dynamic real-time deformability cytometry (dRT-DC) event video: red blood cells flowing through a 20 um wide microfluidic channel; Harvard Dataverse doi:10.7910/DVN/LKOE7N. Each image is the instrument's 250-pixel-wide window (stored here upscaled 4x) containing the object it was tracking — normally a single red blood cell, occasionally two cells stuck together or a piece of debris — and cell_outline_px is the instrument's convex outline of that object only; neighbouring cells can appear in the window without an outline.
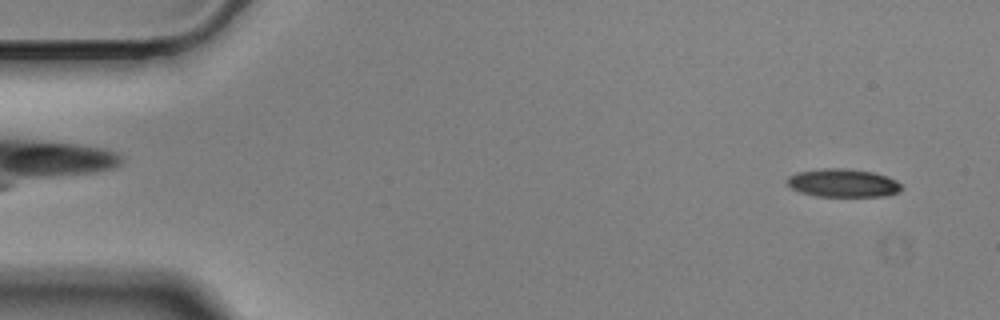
{"species": "Egyptian fruit bat (a non-hibernating species)", "species_latin": "Rousettus aegyptiacus", "temperature_condition": "cold", "stored_images_in_passage": 56, "camera_frame_rate_fps": 3000, "um_per_image_px": 0.085, "animal": {"sex": "male"}, "frame": {"image": 1, "passage_image": 3, "time_ms": 0.667, "image_size_px": [1000, 320], "cell_outline_px": [[904, 188], [900, 192], [884, 196], [816, 196], [800, 192], [784, 184], [784, 180], [788, 176], [796, 172], [824, 168], [848, 168], [872, 172], [888, 176], [896, 180]], "centroid_in_image_um": [71.63, 15.55], "position_along_channel_um": 13.4, "area_um2": 19.13}}
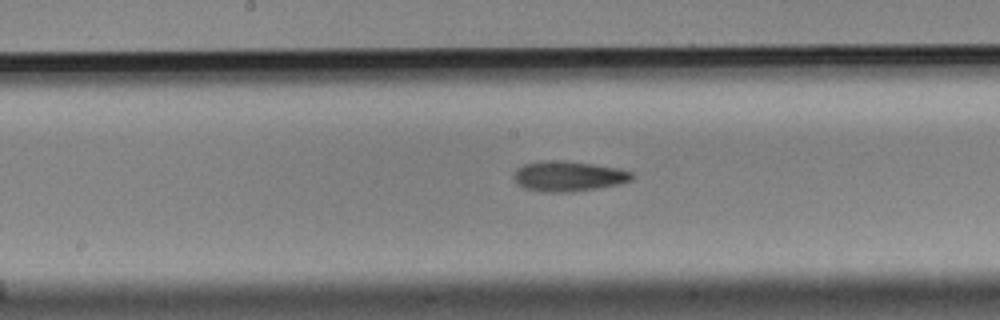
{"frame": {"image": 2, "passage_image": 28, "time_ms": 9.0, "image_size_px": [1000, 320], "cell_outline_px": [[632, 180], [616, 184], [568, 192], [544, 192], [524, 188], [512, 176], [516, 168], [524, 164], [548, 160], [564, 160], [620, 168], [632, 172]], "centroid_in_image_um": [48.28, 14.96], "position_along_channel_um": 199.9, "area_um2": 20.52}}
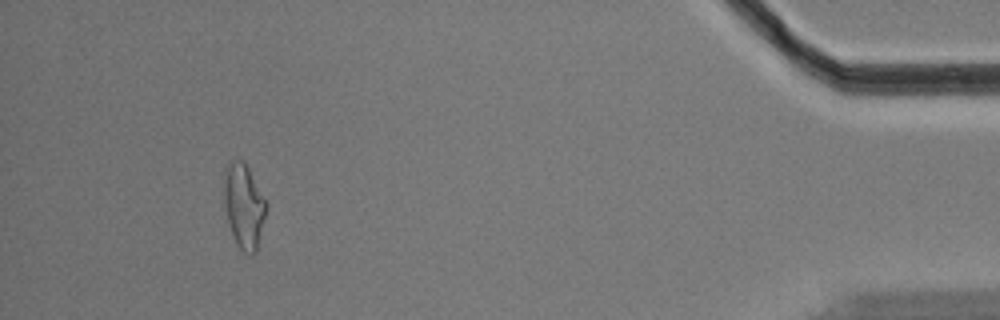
{"frame": {"image": 3, "passage_image": 52, "time_ms": 17.0, "image_size_px": [1000, 320], "cell_outline_px": [[268, 204], [256, 252], [252, 256], [244, 252], [236, 244], [228, 224], [224, 204], [224, 180], [228, 168], [232, 160], [244, 160], [268, 200]], "centroid_in_image_um": [20.76, 17.52], "position_along_channel_um": 414.4, "area_um2": 20.98}, "authors_computed_cell_mechanics": {"area_um2": 19.7965, "velocity_mm_per_s": 3.5177, "shape_relaxation_time_tau1_ms": null, "shape_relaxation_time_tau2_ms": 6.9375, "deformation_change_tau1": null, "deformation_change_tau2": 0.1783}}